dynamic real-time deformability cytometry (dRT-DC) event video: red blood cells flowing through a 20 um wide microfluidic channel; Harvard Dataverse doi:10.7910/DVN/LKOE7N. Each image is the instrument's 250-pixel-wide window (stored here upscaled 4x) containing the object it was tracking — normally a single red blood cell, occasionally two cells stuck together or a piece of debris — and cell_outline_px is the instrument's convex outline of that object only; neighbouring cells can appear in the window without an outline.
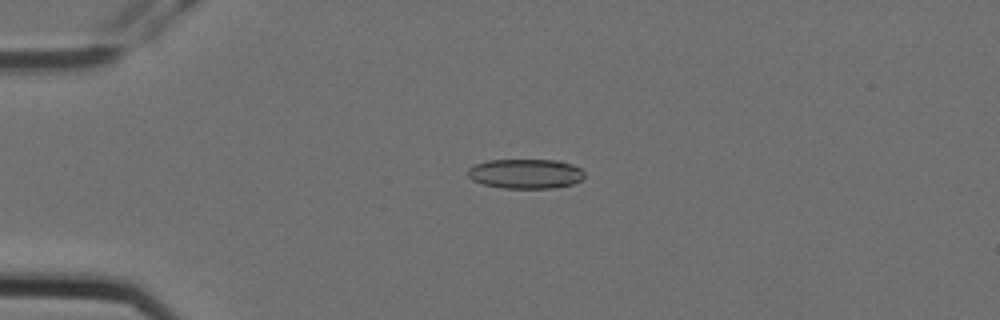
{"species": "Egyptian fruit bat (a non-hibernating species)", "species_latin": "Rousettus aegyptiacus", "temperature_condition": "cold", "stored_images_in_passage": 2, "camera_frame_rate_fps": 3000, "um_per_image_px": 0.085, "animal": {"sex": "female"}, "frame": {"image": 1, "passage_image": 1, "time_ms": 0.0, "image_size_px": [1000, 320], "cell_outline_px": [[584, 180], [572, 184], [552, 188], [504, 188], [484, 184], [472, 180], [468, 176], [468, 168], [476, 164], [488, 160], [560, 160], [572, 164], [580, 168], [584, 172]], "centroid_in_image_um": [44.71, 14.76], "position_along_channel_um": 40.3, "area_um2": 20.23}}